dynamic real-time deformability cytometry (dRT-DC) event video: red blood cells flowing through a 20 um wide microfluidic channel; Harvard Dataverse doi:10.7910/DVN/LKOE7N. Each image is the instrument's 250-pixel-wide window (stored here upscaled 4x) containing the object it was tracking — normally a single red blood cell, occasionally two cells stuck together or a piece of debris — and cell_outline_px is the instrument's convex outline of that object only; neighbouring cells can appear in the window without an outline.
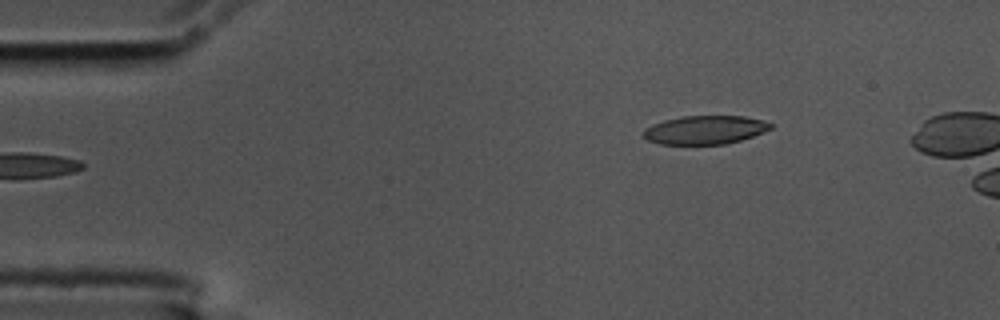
{"species": "common noctule bat (a hibernating species)", "species_latin": "Nyctalus noctula", "temperature_condition": "cold", "stored_images_in_passage": 44, "camera_frame_rate_fps": 3000, "um_per_image_px": 0.085, "animal": {"sex": "male", "body_mass_g": 17.5, "forearm_length_mm": 52.3}, "frame": {"image": 1, "passage_image": 1, "time_ms": 0.0, "image_size_px": [1000, 320], "cell_outline_px": [[772, 128], [764, 132], [740, 140], [724, 144], [660, 144], [648, 140], [640, 136], [644, 128], [652, 124], [664, 120], [684, 116], [744, 116], [760, 120], [772, 124]], "centroid_in_image_um": [59.86, 11.04], "position_along_channel_um": 25.1, "area_um2": 21.15}}
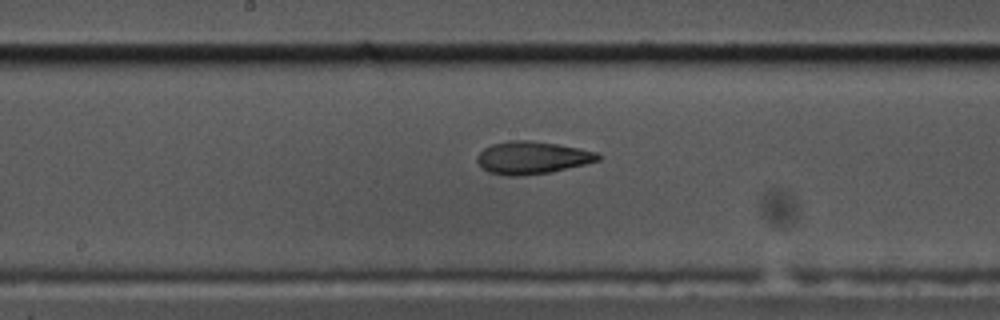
{"frame": {"image": 2, "passage_image": 21, "time_ms": 6.667, "image_size_px": [1000, 320], "cell_outline_px": [[604, 156], [600, 160], [552, 172], [524, 176], [504, 176], [488, 172], [476, 160], [476, 156], [484, 148], [492, 144], [508, 140], [528, 140], [556, 144], [596, 152]], "centroid_in_image_um": [45.22, 13.41], "position_along_channel_um": 203.0, "area_um2": 23.0}}
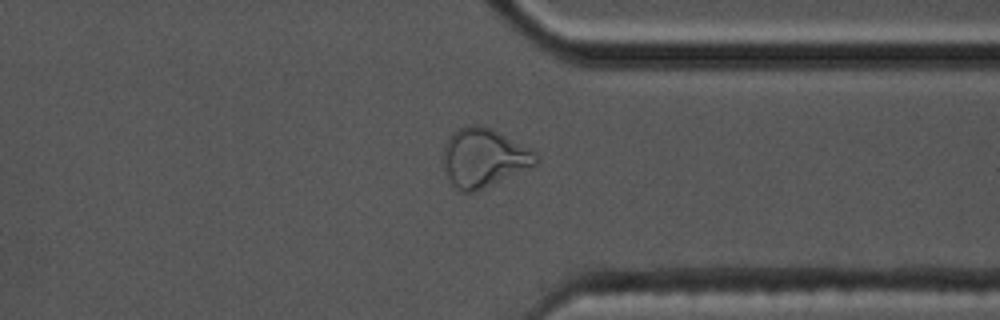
{"frame": {"image": 3, "passage_image": 35, "time_ms": 11.333, "image_size_px": [1000, 320], "cell_outline_px": [[540, 160], [536, 164], [472, 192], [460, 192], [452, 184], [444, 168], [444, 144], [452, 132], [468, 124], [476, 124], [492, 128], [532, 148], [540, 156]], "centroid_in_image_um": [41.13, 13.36], "position_along_channel_um": 370.3, "area_um2": 31.5}}